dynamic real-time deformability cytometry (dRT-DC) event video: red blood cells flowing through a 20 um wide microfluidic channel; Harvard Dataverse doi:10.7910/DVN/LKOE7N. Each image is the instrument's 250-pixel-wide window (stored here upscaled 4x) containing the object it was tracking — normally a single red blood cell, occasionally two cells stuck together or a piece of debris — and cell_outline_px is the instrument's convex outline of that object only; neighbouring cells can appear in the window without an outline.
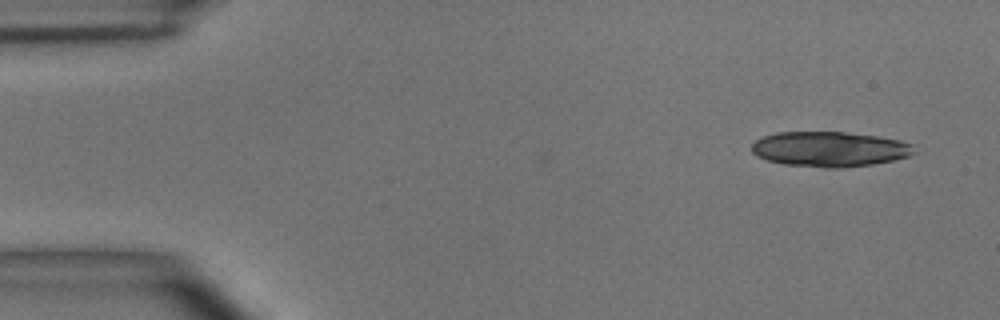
{"species": "common noctule bat (a hibernating species)", "species_latin": "Nyctalus noctula", "temperature_condition": "room temperature", "stored_images_in_passage": 3, "camera_frame_rate_fps": 3000, "um_per_image_px": 0.085, "animal": {"sex": "male", "body_mass_g": 15.6}, "frame": {"image": 1, "passage_image": 1, "time_ms": 0.0, "image_size_px": [1000, 320], "cell_outline_px": [[916, 152], [912, 156], [872, 164], [840, 168], [824, 168], [784, 164], [768, 160], [756, 156], [752, 152], [752, 144], [756, 140], [764, 136], [776, 132], [844, 132], [876, 136], [900, 140], [912, 144]], "centroid_in_image_um": [70.53, 12.68], "position_along_channel_um": 14.5, "area_um2": 33.29}}